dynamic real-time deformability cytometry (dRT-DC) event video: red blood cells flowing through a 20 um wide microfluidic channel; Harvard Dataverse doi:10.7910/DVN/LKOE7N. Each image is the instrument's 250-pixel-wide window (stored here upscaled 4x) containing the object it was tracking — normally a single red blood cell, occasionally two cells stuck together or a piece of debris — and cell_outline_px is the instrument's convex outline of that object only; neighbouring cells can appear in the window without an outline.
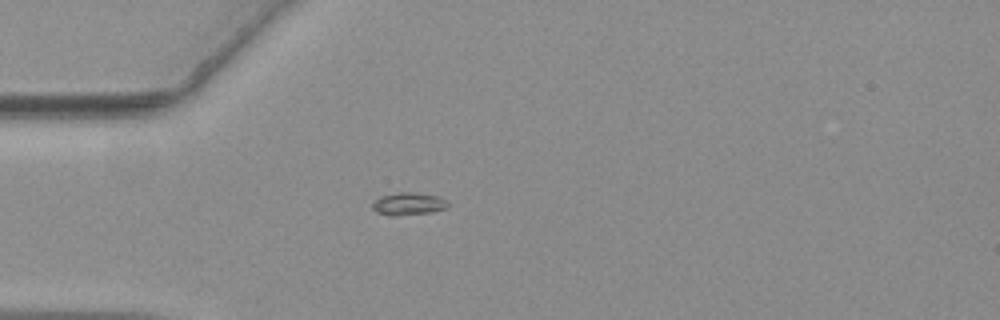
{"species": "common noctule bat (a hibernating species)", "species_latin": "Nyctalus noctula", "temperature_condition": "warm", "stored_images_in_passage": 7, "camera_frame_rate_fps": 3000, "um_per_image_px": 0.085, "animal": {"sex": "female", "body_mass_g": 19.3, "forearm_length_mm": 54.1}, "frame": {"image": 1, "passage_image": 3, "time_ms": 0.667, "image_size_px": [1000, 320], "cell_outline_px": [[448, 208], [432, 212], [392, 216], [388, 216], [376, 212], [372, 208], [372, 204], [380, 196], [396, 192], [412, 192], [440, 196], [448, 204]], "centroid_in_image_um": [34.7, 17.32], "position_along_channel_um": 50.3, "area_um2": 10.0}}